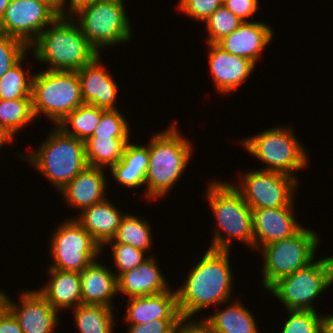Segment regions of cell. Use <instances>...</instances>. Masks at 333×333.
I'll use <instances>...</instances> for the list:
<instances>
[{
	"mask_svg": "<svg viewBox=\"0 0 333 333\" xmlns=\"http://www.w3.org/2000/svg\"><path fill=\"white\" fill-rule=\"evenodd\" d=\"M231 251L207 249L189 270L186 281L177 287V304L182 318L195 317L200 311L233 300L234 276Z\"/></svg>",
	"mask_w": 333,
	"mask_h": 333,
	"instance_id": "6da1fadb",
	"label": "cell"
},
{
	"mask_svg": "<svg viewBox=\"0 0 333 333\" xmlns=\"http://www.w3.org/2000/svg\"><path fill=\"white\" fill-rule=\"evenodd\" d=\"M29 53L35 62L48 64L45 70L66 71H77L99 55L70 14L59 15L47 26L29 46Z\"/></svg>",
	"mask_w": 333,
	"mask_h": 333,
	"instance_id": "7a4b0ae2",
	"label": "cell"
},
{
	"mask_svg": "<svg viewBox=\"0 0 333 333\" xmlns=\"http://www.w3.org/2000/svg\"><path fill=\"white\" fill-rule=\"evenodd\" d=\"M177 121L150 137L149 164L145 176L147 201L166 198L194 154L193 143L180 133Z\"/></svg>",
	"mask_w": 333,
	"mask_h": 333,
	"instance_id": "3957f363",
	"label": "cell"
},
{
	"mask_svg": "<svg viewBox=\"0 0 333 333\" xmlns=\"http://www.w3.org/2000/svg\"><path fill=\"white\" fill-rule=\"evenodd\" d=\"M205 196L215 216L212 242L209 249L231 251L239 240L254 251L252 209L231 181L211 180ZM226 235H224V234ZM235 238V239H234Z\"/></svg>",
	"mask_w": 333,
	"mask_h": 333,
	"instance_id": "277c9868",
	"label": "cell"
},
{
	"mask_svg": "<svg viewBox=\"0 0 333 333\" xmlns=\"http://www.w3.org/2000/svg\"><path fill=\"white\" fill-rule=\"evenodd\" d=\"M34 150L17 157L28 162L58 192L88 166L84 141L67 135L58 126Z\"/></svg>",
	"mask_w": 333,
	"mask_h": 333,
	"instance_id": "5b68a950",
	"label": "cell"
},
{
	"mask_svg": "<svg viewBox=\"0 0 333 333\" xmlns=\"http://www.w3.org/2000/svg\"><path fill=\"white\" fill-rule=\"evenodd\" d=\"M124 4V0H90L74 6L69 14L100 54L102 49L132 40L133 29Z\"/></svg>",
	"mask_w": 333,
	"mask_h": 333,
	"instance_id": "8992f818",
	"label": "cell"
},
{
	"mask_svg": "<svg viewBox=\"0 0 333 333\" xmlns=\"http://www.w3.org/2000/svg\"><path fill=\"white\" fill-rule=\"evenodd\" d=\"M290 127L288 124L262 130L240 142L250 155L265 164L259 170L285 173L299 181L295 173L306 169L309 154Z\"/></svg>",
	"mask_w": 333,
	"mask_h": 333,
	"instance_id": "52a82bcc",
	"label": "cell"
},
{
	"mask_svg": "<svg viewBox=\"0 0 333 333\" xmlns=\"http://www.w3.org/2000/svg\"><path fill=\"white\" fill-rule=\"evenodd\" d=\"M31 97L36 119L43 114L54 126L84 104L77 71L42 69L34 74Z\"/></svg>",
	"mask_w": 333,
	"mask_h": 333,
	"instance_id": "ba28073f",
	"label": "cell"
},
{
	"mask_svg": "<svg viewBox=\"0 0 333 333\" xmlns=\"http://www.w3.org/2000/svg\"><path fill=\"white\" fill-rule=\"evenodd\" d=\"M323 257L316 258L298 272L278 279L267 289L268 292L286 310L316 311L313 301L333 284V254Z\"/></svg>",
	"mask_w": 333,
	"mask_h": 333,
	"instance_id": "9c48e42d",
	"label": "cell"
},
{
	"mask_svg": "<svg viewBox=\"0 0 333 333\" xmlns=\"http://www.w3.org/2000/svg\"><path fill=\"white\" fill-rule=\"evenodd\" d=\"M318 234L312 228L302 227L293 236L264 246L262 259V286L268 289L278 279L300 271L316 258Z\"/></svg>",
	"mask_w": 333,
	"mask_h": 333,
	"instance_id": "30bf717a",
	"label": "cell"
},
{
	"mask_svg": "<svg viewBox=\"0 0 333 333\" xmlns=\"http://www.w3.org/2000/svg\"><path fill=\"white\" fill-rule=\"evenodd\" d=\"M55 229L48 249L52 263L47 268L81 272L102 256V247L74 217L62 221Z\"/></svg>",
	"mask_w": 333,
	"mask_h": 333,
	"instance_id": "8fae6325",
	"label": "cell"
},
{
	"mask_svg": "<svg viewBox=\"0 0 333 333\" xmlns=\"http://www.w3.org/2000/svg\"><path fill=\"white\" fill-rule=\"evenodd\" d=\"M240 179L237 180L239 186L236 182L232 184L251 209L289 206L300 184L288 174L259 169L243 171Z\"/></svg>",
	"mask_w": 333,
	"mask_h": 333,
	"instance_id": "7c38bea8",
	"label": "cell"
},
{
	"mask_svg": "<svg viewBox=\"0 0 333 333\" xmlns=\"http://www.w3.org/2000/svg\"><path fill=\"white\" fill-rule=\"evenodd\" d=\"M59 14L41 0H11L0 19V33L23 41L28 47Z\"/></svg>",
	"mask_w": 333,
	"mask_h": 333,
	"instance_id": "4fadbf2b",
	"label": "cell"
},
{
	"mask_svg": "<svg viewBox=\"0 0 333 333\" xmlns=\"http://www.w3.org/2000/svg\"><path fill=\"white\" fill-rule=\"evenodd\" d=\"M23 291L18 302L5 293L6 308L14 315L23 333H54L61 325L60 312L37 289Z\"/></svg>",
	"mask_w": 333,
	"mask_h": 333,
	"instance_id": "5bb4252c",
	"label": "cell"
},
{
	"mask_svg": "<svg viewBox=\"0 0 333 333\" xmlns=\"http://www.w3.org/2000/svg\"><path fill=\"white\" fill-rule=\"evenodd\" d=\"M294 202L286 207L252 209L254 250L289 238L303 226L296 220Z\"/></svg>",
	"mask_w": 333,
	"mask_h": 333,
	"instance_id": "9a60e30c",
	"label": "cell"
},
{
	"mask_svg": "<svg viewBox=\"0 0 333 333\" xmlns=\"http://www.w3.org/2000/svg\"><path fill=\"white\" fill-rule=\"evenodd\" d=\"M208 45L209 70L217 93L231 95L253 73L256 65L247 58L230 54L216 44Z\"/></svg>",
	"mask_w": 333,
	"mask_h": 333,
	"instance_id": "2e32d148",
	"label": "cell"
},
{
	"mask_svg": "<svg viewBox=\"0 0 333 333\" xmlns=\"http://www.w3.org/2000/svg\"><path fill=\"white\" fill-rule=\"evenodd\" d=\"M99 54L92 62L77 70L80 81L81 96L85 104L105 110L119 109L116 105L119 92L118 83L101 63Z\"/></svg>",
	"mask_w": 333,
	"mask_h": 333,
	"instance_id": "e0dca14e",
	"label": "cell"
},
{
	"mask_svg": "<svg viewBox=\"0 0 333 333\" xmlns=\"http://www.w3.org/2000/svg\"><path fill=\"white\" fill-rule=\"evenodd\" d=\"M273 33L272 27L265 22L258 20L243 22L215 44L224 51L247 58L257 65L265 47L273 41Z\"/></svg>",
	"mask_w": 333,
	"mask_h": 333,
	"instance_id": "ac0fdd59",
	"label": "cell"
},
{
	"mask_svg": "<svg viewBox=\"0 0 333 333\" xmlns=\"http://www.w3.org/2000/svg\"><path fill=\"white\" fill-rule=\"evenodd\" d=\"M105 171L103 168L87 166L59 192L64 204L82 211L104 201L109 181Z\"/></svg>",
	"mask_w": 333,
	"mask_h": 333,
	"instance_id": "d6986e66",
	"label": "cell"
},
{
	"mask_svg": "<svg viewBox=\"0 0 333 333\" xmlns=\"http://www.w3.org/2000/svg\"><path fill=\"white\" fill-rule=\"evenodd\" d=\"M124 321L128 325L144 324L153 320H180L176 290L160 294L127 298Z\"/></svg>",
	"mask_w": 333,
	"mask_h": 333,
	"instance_id": "ffe728a7",
	"label": "cell"
},
{
	"mask_svg": "<svg viewBox=\"0 0 333 333\" xmlns=\"http://www.w3.org/2000/svg\"><path fill=\"white\" fill-rule=\"evenodd\" d=\"M138 267L125 271L117 277L118 294L128 298L155 295L168 291V279L160 270L158 261L151 254Z\"/></svg>",
	"mask_w": 333,
	"mask_h": 333,
	"instance_id": "44dd1931",
	"label": "cell"
},
{
	"mask_svg": "<svg viewBox=\"0 0 333 333\" xmlns=\"http://www.w3.org/2000/svg\"><path fill=\"white\" fill-rule=\"evenodd\" d=\"M81 304L115 308L113 298L118 295L117 276L97 259L80 272Z\"/></svg>",
	"mask_w": 333,
	"mask_h": 333,
	"instance_id": "7402d4cb",
	"label": "cell"
},
{
	"mask_svg": "<svg viewBox=\"0 0 333 333\" xmlns=\"http://www.w3.org/2000/svg\"><path fill=\"white\" fill-rule=\"evenodd\" d=\"M107 197L104 201L94 204L79 212L75 220L103 247L112 240L120 226L122 217L119 207Z\"/></svg>",
	"mask_w": 333,
	"mask_h": 333,
	"instance_id": "603a6c76",
	"label": "cell"
},
{
	"mask_svg": "<svg viewBox=\"0 0 333 333\" xmlns=\"http://www.w3.org/2000/svg\"><path fill=\"white\" fill-rule=\"evenodd\" d=\"M47 284L37 290L54 309L70 311L81 304L80 272L48 268Z\"/></svg>",
	"mask_w": 333,
	"mask_h": 333,
	"instance_id": "cb8c5ba5",
	"label": "cell"
},
{
	"mask_svg": "<svg viewBox=\"0 0 333 333\" xmlns=\"http://www.w3.org/2000/svg\"><path fill=\"white\" fill-rule=\"evenodd\" d=\"M149 164L148 142L141 145L129 141L124 149L123 156L117 164L108 171L112 179L125 188L137 189L145 187V176Z\"/></svg>",
	"mask_w": 333,
	"mask_h": 333,
	"instance_id": "d4e9b609",
	"label": "cell"
},
{
	"mask_svg": "<svg viewBox=\"0 0 333 333\" xmlns=\"http://www.w3.org/2000/svg\"><path fill=\"white\" fill-rule=\"evenodd\" d=\"M224 305V309L217 306L218 311L202 316L213 333H261L256 316L242 304V301L234 299L223 303L221 307Z\"/></svg>",
	"mask_w": 333,
	"mask_h": 333,
	"instance_id": "484cf974",
	"label": "cell"
},
{
	"mask_svg": "<svg viewBox=\"0 0 333 333\" xmlns=\"http://www.w3.org/2000/svg\"><path fill=\"white\" fill-rule=\"evenodd\" d=\"M131 138H112L109 136H91L85 144L88 166L110 169L123 156L126 144Z\"/></svg>",
	"mask_w": 333,
	"mask_h": 333,
	"instance_id": "4316f807",
	"label": "cell"
},
{
	"mask_svg": "<svg viewBox=\"0 0 333 333\" xmlns=\"http://www.w3.org/2000/svg\"><path fill=\"white\" fill-rule=\"evenodd\" d=\"M114 311L103 305L79 304L70 312L79 333H114Z\"/></svg>",
	"mask_w": 333,
	"mask_h": 333,
	"instance_id": "83f0119b",
	"label": "cell"
},
{
	"mask_svg": "<svg viewBox=\"0 0 333 333\" xmlns=\"http://www.w3.org/2000/svg\"><path fill=\"white\" fill-rule=\"evenodd\" d=\"M151 233L152 227L147 219L126 212L115 237L106 244H129L136 249L149 252L154 245Z\"/></svg>",
	"mask_w": 333,
	"mask_h": 333,
	"instance_id": "f1b7e54d",
	"label": "cell"
},
{
	"mask_svg": "<svg viewBox=\"0 0 333 333\" xmlns=\"http://www.w3.org/2000/svg\"><path fill=\"white\" fill-rule=\"evenodd\" d=\"M104 111L105 109L84 103L70 112L57 126L67 135L85 142L93 135Z\"/></svg>",
	"mask_w": 333,
	"mask_h": 333,
	"instance_id": "f546056e",
	"label": "cell"
},
{
	"mask_svg": "<svg viewBox=\"0 0 333 333\" xmlns=\"http://www.w3.org/2000/svg\"><path fill=\"white\" fill-rule=\"evenodd\" d=\"M34 120L36 117L32 98L0 99V128L7 130L15 138L18 132L25 130L27 125H32Z\"/></svg>",
	"mask_w": 333,
	"mask_h": 333,
	"instance_id": "4dcf8cb0",
	"label": "cell"
},
{
	"mask_svg": "<svg viewBox=\"0 0 333 333\" xmlns=\"http://www.w3.org/2000/svg\"><path fill=\"white\" fill-rule=\"evenodd\" d=\"M26 56L28 55L25 54L0 78V99L32 98V81L35 73L24 67Z\"/></svg>",
	"mask_w": 333,
	"mask_h": 333,
	"instance_id": "1f68e13d",
	"label": "cell"
},
{
	"mask_svg": "<svg viewBox=\"0 0 333 333\" xmlns=\"http://www.w3.org/2000/svg\"><path fill=\"white\" fill-rule=\"evenodd\" d=\"M280 333H323L327 328V313L313 310H287Z\"/></svg>",
	"mask_w": 333,
	"mask_h": 333,
	"instance_id": "d6a6232c",
	"label": "cell"
},
{
	"mask_svg": "<svg viewBox=\"0 0 333 333\" xmlns=\"http://www.w3.org/2000/svg\"><path fill=\"white\" fill-rule=\"evenodd\" d=\"M208 33L207 44H215L218 40L232 33L243 21L229 11L224 5L218 7L204 22Z\"/></svg>",
	"mask_w": 333,
	"mask_h": 333,
	"instance_id": "836d02e7",
	"label": "cell"
},
{
	"mask_svg": "<svg viewBox=\"0 0 333 333\" xmlns=\"http://www.w3.org/2000/svg\"><path fill=\"white\" fill-rule=\"evenodd\" d=\"M120 109L105 110L92 136L130 138L131 127ZM130 134V135H129Z\"/></svg>",
	"mask_w": 333,
	"mask_h": 333,
	"instance_id": "e575fe53",
	"label": "cell"
},
{
	"mask_svg": "<svg viewBox=\"0 0 333 333\" xmlns=\"http://www.w3.org/2000/svg\"><path fill=\"white\" fill-rule=\"evenodd\" d=\"M108 245L111 246V254L117 271L114 273L117 277L125 271L138 267L151 256H147V252L136 249L129 244H105L102 249L105 250Z\"/></svg>",
	"mask_w": 333,
	"mask_h": 333,
	"instance_id": "d590c367",
	"label": "cell"
},
{
	"mask_svg": "<svg viewBox=\"0 0 333 333\" xmlns=\"http://www.w3.org/2000/svg\"><path fill=\"white\" fill-rule=\"evenodd\" d=\"M28 53L29 47L23 41L0 33V78Z\"/></svg>",
	"mask_w": 333,
	"mask_h": 333,
	"instance_id": "8d00e7d4",
	"label": "cell"
},
{
	"mask_svg": "<svg viewBox=\"0 0 333 333\" xmlns=\"http://www.w3.org/2000/svg\"><path fill=\"white\" fill-rule=\"evenodd\" d=\"M221 5L219 0H178L176 9L191 20L195 19L194 21L204 23Z\"/></svg>",
	"mask_w": 333,
	"mask_h": 333,
	"instance_id": "74e56055",
	"label": "cell"
},
{
	"mask_svg": "<svg viewBox=\"0 0 333 333\" xmlns=\"http://www.w3.org/2000/svg\"><path fill=\"white\" fill-rule=\"evenodd\" d=\"M259 4V0H227L224 6L241 21L250 22L254 21V15L260 9Z\"/></svg>",
	"mask_w": 333,
	"mask_h": 333,
	"instance_id": "f35d334b",
	"label": "cell"
},
{
	"mask_svg": "<svg viewBox=\"0 0 333 333\" xmlns=\"http://www.w3.org/2000/svg\"><path fill=\"white\" fill-rule=\"evenodd\" d=\"M179 320H153L144 324L127 325L126 333H171Z\"/></svg>",
	"mask_w": 333,
	"mask_h": 333,
	"instance_id": "ab89813d",
	"label": "cell"
},
{
	"mask_svg": "<svg viewBox=\"0 0 333 333\" xmlns=\"http://www.w3.org/2000/svg\"><path fill=\"white\" fill-rule=\"evenodd\" d=\"M198 320L181 318L177 323L176 333H213L212 329L201 317Z\"/></svg>",
	"mask_w": 333,
	"mask_h": 333,
	"instance_id": "60d3db41",
	"label": "cell"
},
{
	"mask_svg": "<svg viewBox=\"0 0 333 333\" xmlns=\"http://www.w3.org/2000/svg\"><path fill=\"white\" fill-rule=\"evenodd\" d=\"M0 333H23L18 321L6 307L0 313Z\"/></svg>",
	"mask_w": 333,
	"mask_h": 333,
	"instance_id": "b9f144b4",
	"label": "cell"
},
{
	"mask_svg": "<svg viewBox=\"0 0 333 333\" xmlns=\"http://www.w3.org/2000/svg\"><path fill=\"white\" fill-rule=\"evenodd\" d=\"M50 5L59 15L69 14V5L64 0H41Z\"/></svg>",
	"mask_w": 333,
	"mask_h": 333,
	"instance_id": "7bdbcfd3",
	"label": "cell"
},
{
	"mask_svg": "<svg viewBox=\"0 0 333 333\" xmlns=\"http://www.w3.org/2000/svg\"><path fill=\"white\" fill-rule=\"evenodd\" d=\"M16 138L12 136L7 130L0 128V150L3 149L5 144L10 145Z\"/></svg>",
	"mask_w": 333,
	"mask_h": 333,
	"instance_id": "ee69618b",
	"label": "cell"
},
{
	"mask_svg": "<svg viewBox=\"0 0 333 333\" xmlns=\"http://www.w3.org/2000/svg\"><path fill=\"white\" fill-rule=\"evenodd\" d=\"M11 0H0V19L3 17L6 8L9 6Z\"/></svg>",
	"mask_w": 333,
	"mask_h": 333,
	"instance_id": "f6af8a7d",
	"label": "cell"
},
{
	"mask_svg": "<svg viewBox=\"0 0 333 333\" xmlns=\"http://www.w3.org/2000/svg\"><path fill=\"white\" fill-rule=\"evenodd\" d=\"M6 307L5 292L0 289V313Z\"/></svg>",
	"mask_w": 333,
	"mask_h": 333,
	"instance_id": "bcb514c9",
	"label": "cell"
},
{
	"mask_svg": "<svg viewBox=\"0 0 333 333\" xmlns=\"http://www.w3.org/2000/svg\"><path fill=\"white\" fill-rule=\"evenodd\" d=\"M327 328L333 333V312L327 315Z\"/></svg>",
	"mask_w": 333,
	"mask_h": 333,
	"instance_id": "7dc6e473",
	"label": "cell"
},
{
	"mask_svg": "<svg viewBox=\"0 0 333 333\" xmlns=\"http://www.w3.org/2000/svg\"><path fill=\"white\" fill-rule=\"evenodd\" d=\"M64 1L65 2L67 1V4L69 5V13L74 6L79 5V0H64Z\"/></svg>",
	"mask_w": 333,
	"mask_h": 333,
	"instance_id": "c3c4849f",
	"label": "cell"
},
{
	"mask_svg": "<svg viewBox=\"0 0 333 333\" xmlns=\"http://www.w3.org/2000/svg\"><path fill=\"white\" fill-rule=\"evenodd\" d=\"M323 333H332V332L328 328H326Z\"/></svg>",
	"mask_w": 333,
	"mask_h": 333,
	"instance_id": "681fc988",
	"label": "cell"
},
{
	"mask_svg": "<svg viewBox=\"0 0 333 333\" xmlns=\"http://www.w3.org/2000/svg\"><path fill=\"white\" fill-rule=\"evenodd\" d=\"M87 1H90V0H79V4H82V3L87 2Z\"/></svg>",
	"mask_w": 333,
	"mask_h": 333,
	"instance_id": "f907efd6",
	"label": "cell"
},
{
	"mask_svg": "<svg viewBox=\"0 0 333 333\" xmlns=\"http://www.w3.org/2000/svg\"><path fill=\"white\" fill-rule=\"evenodd\" d=\"M219 1L222 3V5H224L227 0H219Z\"/></svg>",
	"mask_w": 333,
	"mask_h": 333,
	"instance_id": "816d5d0a",
	"label": "cell"
}]
</instances>
